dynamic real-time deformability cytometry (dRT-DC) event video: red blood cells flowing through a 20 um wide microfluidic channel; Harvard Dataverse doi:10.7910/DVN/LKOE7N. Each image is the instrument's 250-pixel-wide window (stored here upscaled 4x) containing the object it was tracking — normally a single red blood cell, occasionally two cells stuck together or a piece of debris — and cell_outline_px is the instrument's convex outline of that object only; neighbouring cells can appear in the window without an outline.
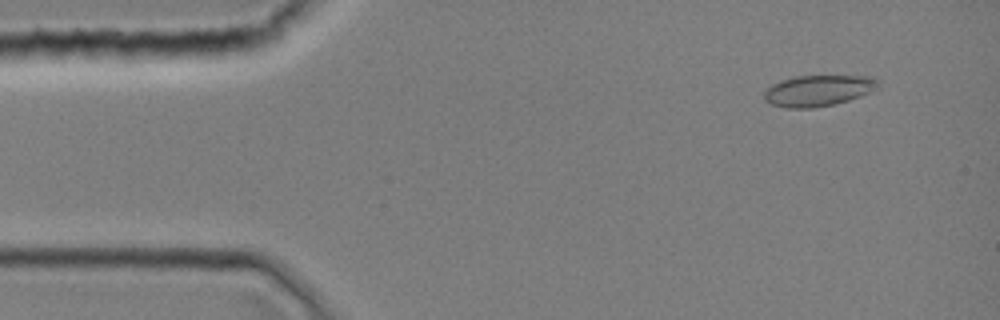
{"species": "common noctule bat (a hibernating species)", "species_latin": "Nyctalus noctula", "temperature_condition": "room temperature", "stored_images_in_passage": 8, "camera_frame_rate_fps": 3000, "um_per_image_px": 0.085, "animal": {"sex": "female", "body_mass_g": 19.0, "forearm_length_mm": 51.5}, "frame": {"image": 1, "passage_image": 2, "time_ms": 0.333, "image_size_px": [1000, 320], "cell_outline_px": [[880, 84], [872, 92], [836, 104], [812, 108], [788, 108], [772, 104], [764, 100], [764, 92], [772, 84], [796, 76], [868, 76], [880, 80]], "centroid_in_image_um": [69.58, 7.7], "position_along_channel_um": 15.4, "area_um2": 20.58}}